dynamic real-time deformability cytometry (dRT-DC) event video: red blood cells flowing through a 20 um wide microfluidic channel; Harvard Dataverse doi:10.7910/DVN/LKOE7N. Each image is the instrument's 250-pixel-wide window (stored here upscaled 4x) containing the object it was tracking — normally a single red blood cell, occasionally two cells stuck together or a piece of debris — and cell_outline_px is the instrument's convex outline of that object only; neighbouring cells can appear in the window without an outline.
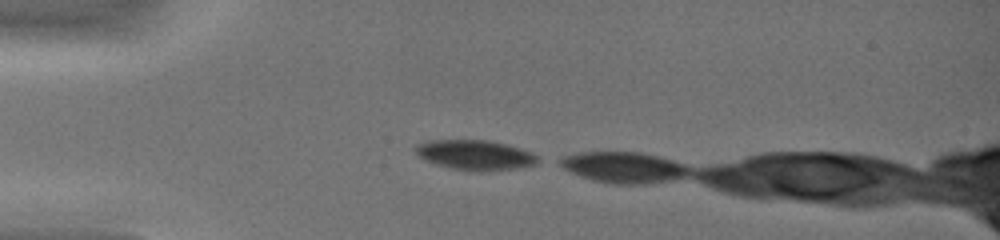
{"species": "common noctule bat (a hibernating species)", "species_latin": "Nyctalus noctula", "temperature_condition": "warm", "stored_images_in_passage": 3, "camera_frame_rate_fps": 3000, "um_per_image_px": 0.085, "animal": {"sex": "female", "body_mass_g": 19.0, "forearm_length_mm": 51.5}, "frame": {"image": 1, "passage_image": 1, "time_ms": 0.0, "image_size_px": [1000, 240], "cell_outline_px": [[544, 160], [536, 164], [516, 168], [480, 172], [476, 172], [452, 168], [436, 164], [424, 160], [412, 148], [416, 144], [428, 140], [488, 140], [520, 148], [532, 152]], "centroid_in_image_um": [40.4, 13.17], "position_along_channel_um": 44.6, "area_um2": 21.56}}